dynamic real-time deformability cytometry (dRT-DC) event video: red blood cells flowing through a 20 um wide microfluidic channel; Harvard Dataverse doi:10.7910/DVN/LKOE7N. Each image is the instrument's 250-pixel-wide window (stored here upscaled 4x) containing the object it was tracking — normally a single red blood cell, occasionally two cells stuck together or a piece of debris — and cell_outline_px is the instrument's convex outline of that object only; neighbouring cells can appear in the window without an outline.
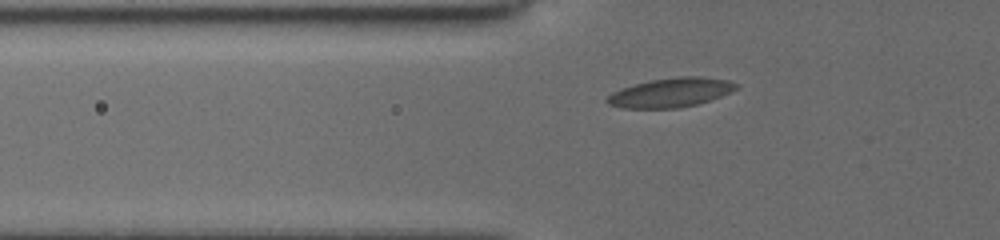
{"species": "common noctule bat (a hibernating species)", "species_latin": "Nyctalus noctula", "temperature_condition": "cold", "stored_images_in_passage": 38, "camera_frame_rate_fps": 3000, "um_per_image_px": 0.085, "animal": {"sex": "female", "body_mass_g": 19.5, "forearm_length_mm": 54.1}, "frame": {"image": 1, "passage_image": 4, "time_ms": 1.0, "image_size_px": [1000, 240], "cell_outline_px": [[736, 88], [720, 96], [696, 104], [680, 108], [620, 108], [608, 104], [604, 100], [612, 92], [636, 84], [652, 80], [680, 76], [700, 76], [728, 80], [736, 84]], "centroid_in_image_um": [56.96, 7.87], "position_along_channel_um": 68.8, "area_um2": 21.62}}
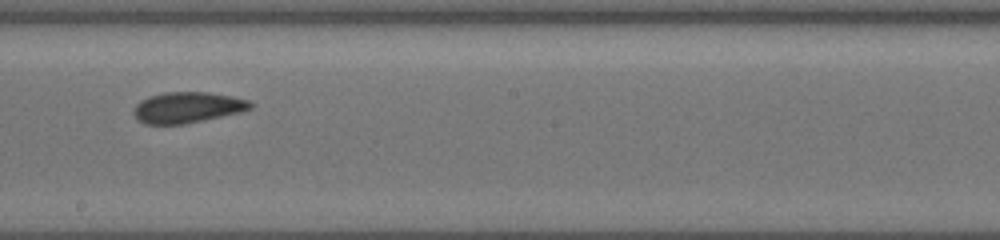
{"frame": {"image": 2, "passage_image": 17, "time_ms": 5.333, "image_size_px": [1000, 240], "cell_outline_px": [[256, 104], [252, 108], [240, 112], [184, 124], [144, 124], [136, 120], [132, 112], [132, 108], [140, 100], [148, 96], [164, 92], [208, 92], [232, 96], [248, 100]], "centroid_in_image_um": [15.89, 9.13], "position_along_channel_um": 232.3, "area_um2": 21.27}}
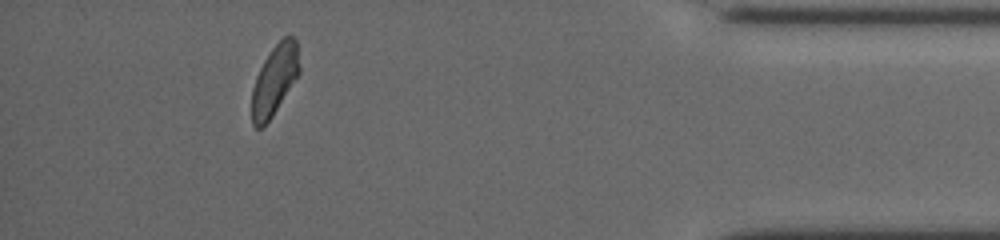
{"frame": {"image": 3, "passage_image": 34, "time_ms": 11.0, "image_size_px": [1000, 240], "cell_outline_px": [[300, 72], [272, 116], [260, 128], [256, 128], [252, 124], [252, 88], [256, 76], [264, 60], [272, 48], [284, 36], [292, 36], [296, 40], [300, 68]], "centroid_in_image_um": [23.33, 6.79], "position_along_channel_um": 411.9, "area_um2": 19.13}, "authors_computed_cell_mechanics": {"area_um2": 21.0392, "velocity_mm_per_s": 3.886, "shape_relaxation_time_tau1_ms": 3.7018, "shape_relaxation_time_tau2_ms": 1.9547, "deformation_change_tau1": 0.0938, "deformation_change_tau2": 0.0621}}